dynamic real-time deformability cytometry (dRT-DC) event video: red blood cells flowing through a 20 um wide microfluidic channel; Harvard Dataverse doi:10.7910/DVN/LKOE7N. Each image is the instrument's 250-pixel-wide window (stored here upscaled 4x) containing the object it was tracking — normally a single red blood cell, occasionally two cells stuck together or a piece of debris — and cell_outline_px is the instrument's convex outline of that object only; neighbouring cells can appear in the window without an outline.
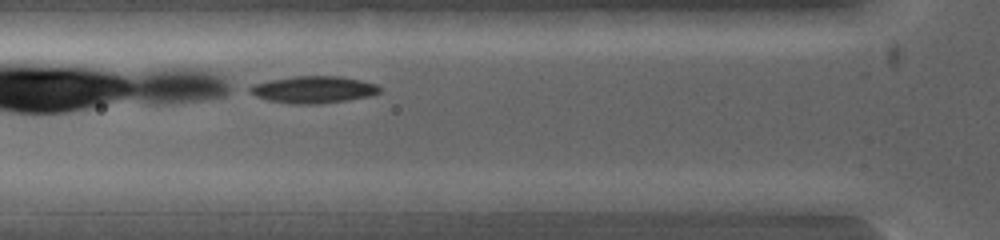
{"species": "common noctule bat (a hibernating species)", "species_latin": "Nyctalus noctula", "temperature_condition": "warm", "stored_images_in_passage": 3, "camera_frame_rate_fps": 5000, "um_per_image_px": 0.085, "animal": {"sex": "female", "body_mass_g": 19.0, "forearm_length_mm": 53.3}, "frame": {"image": 1, "passage_image": 3, "time_ms": 0.6, "image_size_px": [1000, 240], "cell_outline_px": [[664, 200], [652, 208], [620, 212], [496, 212], [492, 200], [520, 192], [636, 192]], "centroid_in_image_um": [48.86, 17.18], "position_along_channel_um": 76.9, "area_um2": 21.91}}